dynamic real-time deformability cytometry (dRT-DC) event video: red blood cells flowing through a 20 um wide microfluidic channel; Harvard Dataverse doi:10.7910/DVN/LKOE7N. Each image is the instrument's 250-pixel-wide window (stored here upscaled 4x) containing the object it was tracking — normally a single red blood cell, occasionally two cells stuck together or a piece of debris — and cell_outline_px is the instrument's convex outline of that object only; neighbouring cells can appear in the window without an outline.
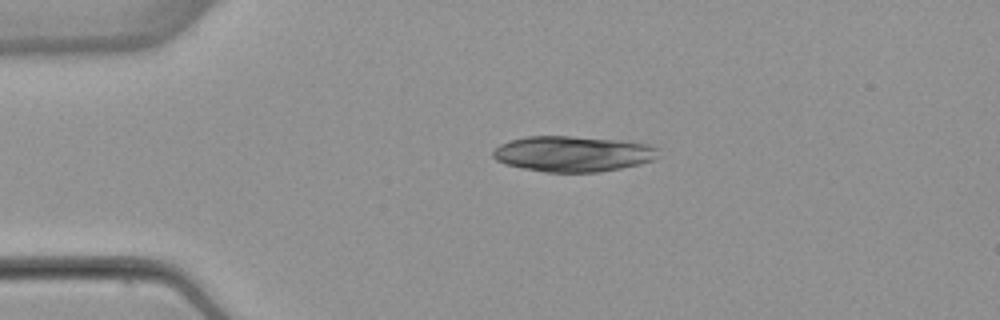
{"species": "common noctule bat (a hibernating species)", "species_latin": "Nyctalus noctula", "temperature_condition": "warm", "stored_images_in_passage": 12, "camera_frame_rate_fps": 3000, "um_per_image_px": 0.085, "animal": {"sex": "female", "body_mass_g": 22.7, "forearm_length_mm": 54.2}, "frame": {"image": 1, "passage_image": 1, "time_ms": 0.0, "image_size_px": [1000, 320], "cell_outline_px": [[660, 148], [656, 160], [640, 164], [600, 172], [544, 172], [520, 168], [504, 164], [496, 160], [492, 156], [492, 152], [500, 144], [512, 140], [528, 136], [572, 136], [620, 140], [648, 144]], "centroid_in_image_um": [48.71, 13.08], "position_along_channel_um": 36.3, "area_um2": 34.62}}